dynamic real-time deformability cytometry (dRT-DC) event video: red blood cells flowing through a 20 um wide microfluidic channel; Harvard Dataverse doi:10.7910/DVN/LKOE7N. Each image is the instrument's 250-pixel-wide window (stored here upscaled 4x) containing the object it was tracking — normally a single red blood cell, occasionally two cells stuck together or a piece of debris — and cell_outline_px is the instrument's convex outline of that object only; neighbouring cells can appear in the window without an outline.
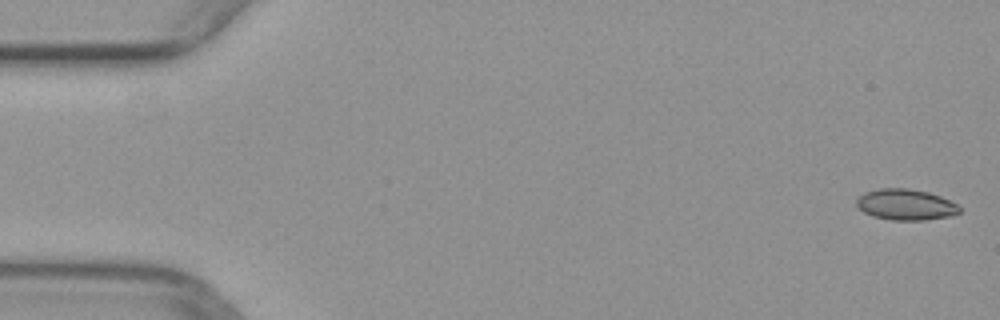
{"species": "common noctule bat (a hibernating species)", "species_latin": "Nyctalus noctula", "temperature_condition": "warm", "stored_images_in_passage": 47, "camera_frame_rate_fps": 3000, "um_per_image_px": 0.085, "animal": {"sex": "female", "body_mass_g": 29.2, "forearm_length_mm": 56.3}, "frame": {"image": 1, "passage_image": 1, "time_ms": 0.0, "image_size_px": [1000, 320], "cell_outline_px": [[960, 212], [952, 216], [924, 220], [892, 220], [872, 216], [864, 212], [856, 204], [856, 200], [864, 192], [880, 188], [908, 188], [928, 192], [940, 196], [956, 204], [960, 208]], "centroid_in_image_um": [76.98, 17.39], "position_along_channel_um": 8.0, "area_um2": 18.55}}
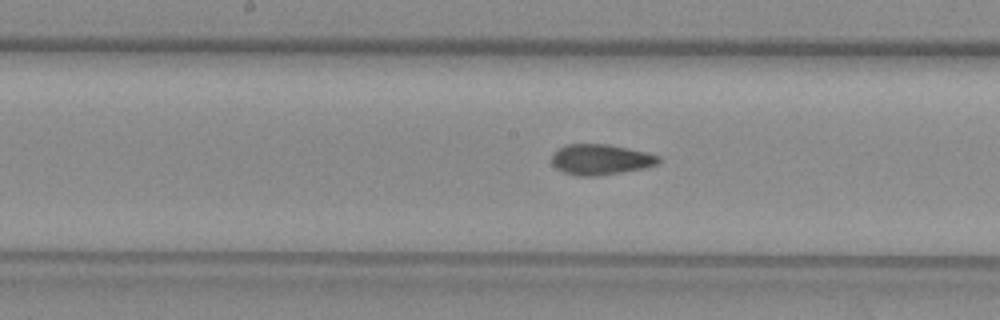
{"frame": {"image": 2, "passage_image": 25, "time_ms": 8.0, "image_size_px": [1000, 320], "cell_outline_px": [[660, 160], [656, 164], [644, 168], [596, 176], [576, 176], [564, 172], [556, 168], [552, 164], [552, 156], [564, 144], [608, 144], [648, 152], [660, 156]], "centroid_in_image_um": [51.06, 13.55], "position_along_channel_um": 197.1, "area_um2": 18.96}}
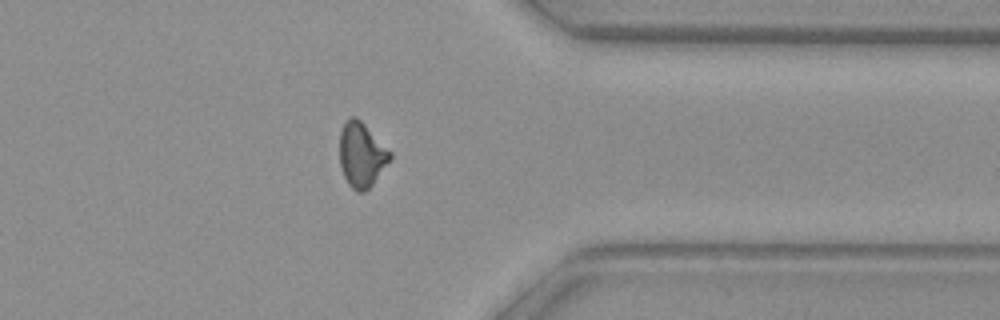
{"frame": {"image": 3, "passage_image": 39, "time_ms": 12.667, "image_size_px": [1000, 320], "cell_outline_px": [[392, 156], [372, 184], [364, 192], [356, 192], [348, 184], [344, 176], [340, 164], [340, 132], [344, 124], [352, 116], [356, 116], [392, 152]], "centroid_in_image_um": [30.72, 13.16], "position_along_channel_um": 380.7, "area_um2": 18.67}}